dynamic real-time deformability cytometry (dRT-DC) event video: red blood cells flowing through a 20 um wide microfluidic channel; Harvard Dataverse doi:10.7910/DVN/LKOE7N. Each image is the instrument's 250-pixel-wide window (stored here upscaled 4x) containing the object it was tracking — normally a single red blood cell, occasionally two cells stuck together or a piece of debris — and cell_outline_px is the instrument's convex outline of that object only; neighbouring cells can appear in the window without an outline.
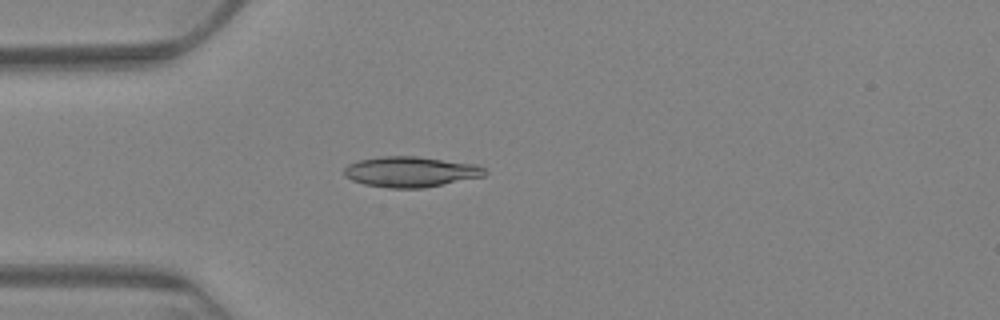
{"species": "Egyptian fruit bat (a non-hibernating species)", "species_latin": "Rousettus aegyptiacus", "temperature_condition": "warm", "stored_images_in_passage": 60, "camera_frame_rate_fps": 3000, "um_per_image_px": 0.085, "animal": {"sex": "female"}, "frame": {"image": 1, "passage_image": 16, "time_ms": 5.0, "image_size_px": [1000, 320], "cell_outline_px": [[488, 172], [484, 176], [424, 188], [388, 188], [364, 184], [352, 180], [344, 176], [344, 168], [348, 164], [360, 160], [384, 156], [416, 156], [476, 164], [484, 168]], "centroid_in_image_um": [34.91, 14.6], "position_along_channel_um": 50.1, "area_um2": 24.97}}
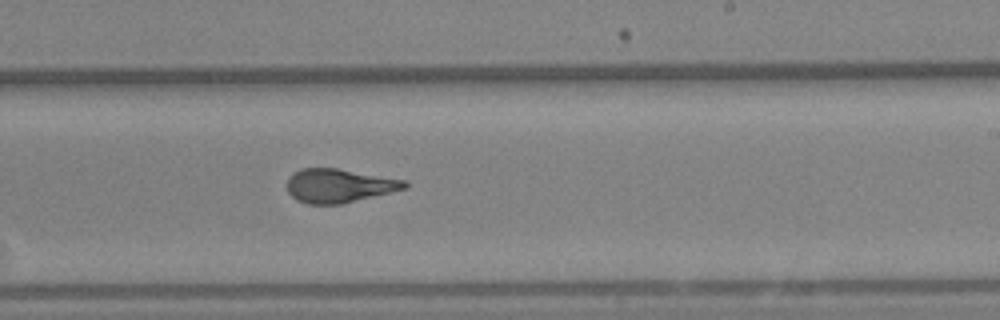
{"frame": {"image": 2, "passage_image": 36, "time_ms": 11.667, "image_size_px": [1000, 320], "cell_outline_px": [[408, 188], [340, 204], [308, 204], [296, 200], [288, 192], [288, 176], [292, 172], [300, 168], [336, 168], [408, 180]], "centroid_in_image_um": [28.82, 15.77], "position_along_channel_um": 260.2, "area_um2": 23.24}}
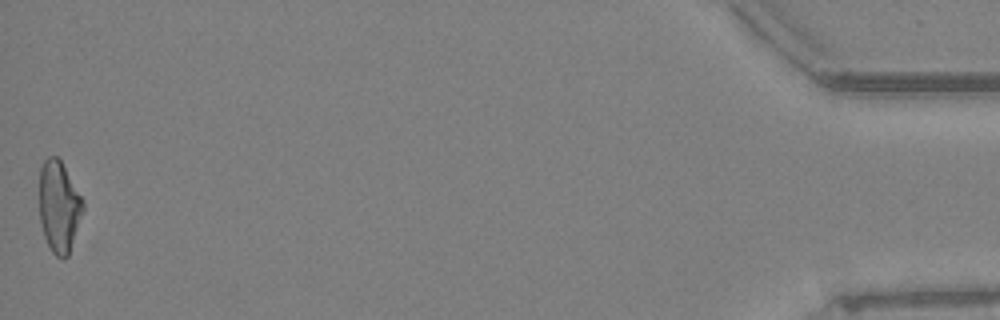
{"frame": {"image": 3, "passage_image": 60, "time_ms": 19.667, "image_size_px": [1000, 320], "cell_outline_px": [[84, 208], [68, 256], [64, 260], [60, 260], [52, 252], [44, 236], [40, 224], [40, 168], [44, 160], [48, 156], [56, 156], [60, 160], [84, 200]], "centroid_in_image_um": [5.01, 17.58], "position_along_channel_um": 430.2, "area_um2": 23.24}, "authors_computed_cell_mechanics": {"area_um2": 23.698, "velocity_mm_per_s": 3.3368, "shape_relaxation_time_tau1_ms": 7.7912, "shape_relaxation_time_tau2_ms": 1.3187, "deformation_change_tau1": 0.2321, "deformation_change_tau2": 0.0822}}